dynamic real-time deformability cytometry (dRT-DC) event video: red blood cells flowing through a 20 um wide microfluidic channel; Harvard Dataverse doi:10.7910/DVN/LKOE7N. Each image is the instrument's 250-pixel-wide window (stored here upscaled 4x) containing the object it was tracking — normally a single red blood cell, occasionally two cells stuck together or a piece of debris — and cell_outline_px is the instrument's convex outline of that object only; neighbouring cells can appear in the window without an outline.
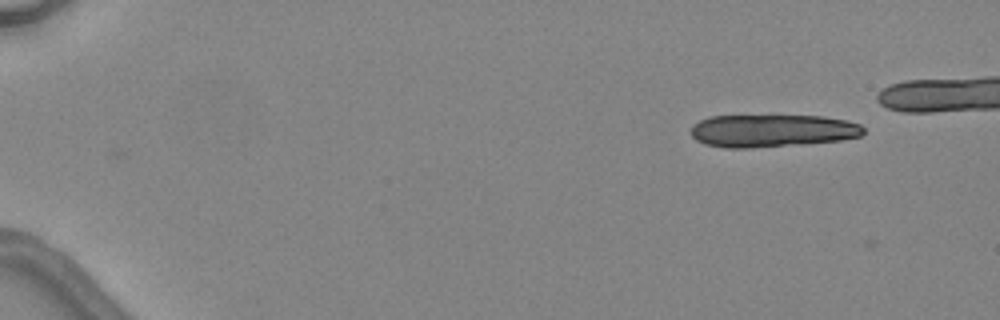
{"species": "common noctule bat (a hibernating species)", "species_latin": "Nyctalus noctula", "temperature_condition": "warm", "stored_images_in_passage": 2, "camera_frame_rate_fps": 3000, "um_per_image_px": 0.085, "animal": {"sex": "female", "body_mass_g": 24.6, "forearm_length_mm": 56.2}, "frame": {"image": 1, "passage_image": 2, "time_ms": 1.333, "image_size_px": [1000, 320], "cell_outline_px": [[864, 132], [860, 136], [840, 140], [804, 144], [748, 148], [724, 148], [704, 144], [696, 140], [692, 136], [692, 124], [708, 116], [824, 116], [848, 120], [860, 124], [864, 128]], "centroid_in_image_um": [65.63, 11.11], "position_along_channel_um": 19.4, "area_um2": 33.0}}